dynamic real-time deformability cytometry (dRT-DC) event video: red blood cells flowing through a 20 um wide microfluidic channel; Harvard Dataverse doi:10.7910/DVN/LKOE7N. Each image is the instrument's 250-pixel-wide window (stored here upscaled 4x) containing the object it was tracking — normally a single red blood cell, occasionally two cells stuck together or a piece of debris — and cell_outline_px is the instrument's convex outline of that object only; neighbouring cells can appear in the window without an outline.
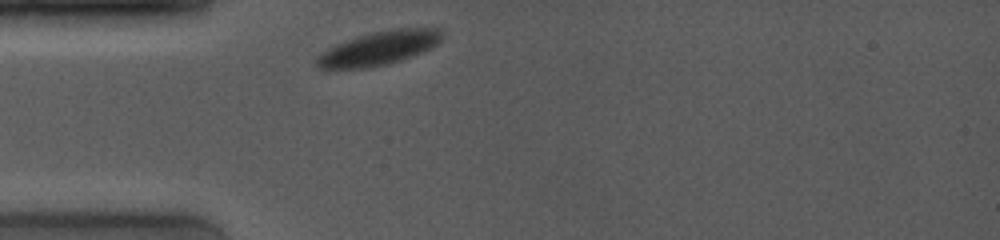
{"species": "common noctule bat (a hibernating species)", "species_latin": "Nyctalus noctula", "temperature_condition": "room temperature", "stored_images_in_passage": 1, "camera_frame_rate_fps": 4000, "um_per_image_px": 0.085, "animal": {"sex": "female", "body_mass_g": 19.0, "forearm_length_mm": 53.3}, "frame": {"image": 1, "passage_image": 1, "time_ms": 0.0, "image_size_px": [1000, 240], "cell_outline_px": [[444, 36], [432, 48], [412, 56], [388, 64], [364, 68], [328, 72], [324, 72], [316, 64], [316, 56], [328, 48], [336, 44], [372, 32], [396, 28], [436, 28]], "centroid_in_image_um": [32.12, 4.14], "position_along_channel_um": 52.9, "area_um2": 25.03}}